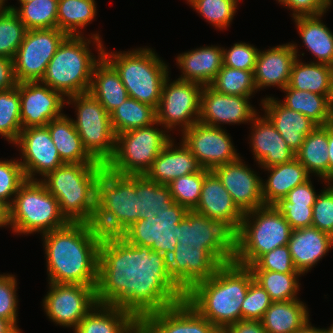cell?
Wrapping results in <instances>:
<instances>
[{
	"mask_svg": "<svg viewBox=\"0 0 333 333\" xmlns=\"http://www.w3.org/2000/svg\"><path fill=\"white\" fill-rule=\"evenodd\" d=\"M188 211L175 203L162 213L139 219L127 229L125 242L111 256L121 285L139 288L175 252L178 224Z\"/></svg>",
	"mask_w": 333,
	"mask_h": 333,
	"instance_id": "6da1fadb",
	"label": "cell"
},
{
	"mask_svg": "<svg viewBox=\"0 0 333 333\" xmlns=\"http://www.w3.org/2000/svg\"><path fill=\"white\" fill-rule=\"evenodd\" d=\"M41 236L49 282L121 285L111 256L89 234L84 222H69Z\"/></svg>",
	"mask_w": 333,
	"mask_h": 333,
	"instance_id": "7a4b0ae2",
	"label": "cell"
},
{
	"mask_svg": "<svg viewBox=\"0 0 333 333\" xmlns=\"http://www.w3.org/2000/svg\"><path fill=\"white\" fill-rule=\"evenodd\" d=\"M254 279L247 266L222 264L208 279L194 284L182 297L221 332L242 320L241 305Z\"/></svg>",
	"mask_w": 333,
	"mask_h": 333,
	"instance_id": "3957f363",
	"label": "cell"
},
{
	"mask_svg": "<svg viewBox=\"0 0 333 333\" xmlns=\"http://www.w3.org/2000/svg\"><path fill=\"white\" fill-rule=\"evenodd\" d=\"M91 35L89 39L83 35H68L48 63L40 82L60 92L66 98L88 93L94 66L103 57L104 49L99 33ZM90 40H93L97 46L99 54L97 59L90 51Z\"/></svg>",
	"mask_w": 333,
	"mask_h": 333,
	"instance_id": "277c9868",
	"label": "cell"
},
{
	"mask_svg": "<svg viewBox=\"0 0 333 333\" xmlns=\"http://www.w3.org/2000/svg\"><path fill=\"white\" fill-rule=\"evenodd\" d=\"M221 265L205 247L176 246L175 252L139 288L150 297H182Z\"/></svg>",
	"mask_w": 333,
	"mask_h": 333,
	"instance_id": "5b68a950",
	"label": "cell"
},
{
	"mask_svg": "<svg viewBox=\"0 0 333 333\" xmlns=\"http://www.w3.org/2000/svg\"><path fill=\"white\" fill-rule=\"evenodd\" d=\"M101 163H64L39 179L57 199L69 222H85L96 201V182L103 171Z\"/></svg>",
	"mask_w": 333,
	"mask_h": 333,
	"instance_id": "8992f818",
	"label": "cell"
},
{
	"mask_svg": "<svg viewBox=\"0 0 333 333\" xmlns=\"http://www.w3.org/2000/svg\"><path fill=\"white\" fill-rule=\"evenodd\" d=\"M103 57L119 73L130 98L158 108L169 68L154 50L145 47L109 53L104 47Z\"/></svg>",
	"mask_w": 333,
	"mask_h": 333,
	"instance_id": "52a82bcc",
	"label": "cell"
},
{
	"mask_svg": "<svg viewBox=\"0 0 333 333\" xmlns=\"http://www.w3.org/2000/svg\"><path fill=\"white\" fill-rule=\"evenodd\" d=\"M292 230L273 205L244 213L238 232V251L233 261L249 267L262 255L288 245Z\"/></svg>",
	"mask_w": 333,
	"mask_h": 333,
	"instance_id": "ba28073f",
	"label": "cell"
},
{
	"mask_svg": "<svg viewBox=\"0 0 333 333\" xmlns=\"http://www.w3.org/2000/svg\"><path fill=\"white\" fill-rule=\"evenodd\" d=\"M9 209L10 228L19 235L44 234L69 223L61 213L57 199L40 180H26Z\"/></svg>",
	"mask_w": 333,
	"mask_h": 333,
	"instance_id": "9c48e42d",
	"label": "cell"
},
{
	"mask_svg": "<svg viewBox=\"0 0 333 333\" xmlns=\"http://www.w3.org/2000/svg\"><path fill=\"white\" fill-rule=\"evenodd\" d=\"M139 333H222L183 297L143 295Z\"/></svg>",
	"mask_w": 333,
	"mask_h": 333,
	"instance_id": "30bf717a",
	"label": "cell"
},
{
	"mask_svg": "<svg viewBox=\"0 0 333 333\" xmlns=\"http://www.w3.org/2000/svg\"><path fill=\"white\" fill-rule=\"evenodd\" d=\"M142 297L140 288L120 285L84 316L74 333H139Z\"/></svg>",
	"mask_w": 333,
	"mask_h": 333,
	"instance_id": "8fae6325",
	"label": "cell"
},
{
	"mask_svg": "<svg viewBox=\"0 0 333 333\" xmlns=\"http://www.w3.org/2000/svg\"><path fill=\"white\" fill-rule=\"evenodd\" d=\"M156 125V127H155ZM158 122L116 135L115 150L105 165L121 175H145L153 161L172 140Z\"/></svg>",
	"mask_w": 333,
	"mask_h": 333,
	"instance_id": "7c38bea8",
	"label": "cell"
},
{
	"mask_svg": "<svg viewBox=\"0 0 333 333\" xmlns=\"http://www.w3.org/2000/svg\"><path fill=\"white\" fill-rule=\"evenodd\" d=\"M239 229L231 222L189 210L178 224L177 246L205 247L221 264L233 262Z\"/></svg>",
	"mask_w": 333,
	"mask_h": 333,
	"instance_id": "4fadbf2b",
	"label": "cell"
},
{
	"mask_svg": "<svg viewBox=\"0 0 333 333\" xmlns=\"http://www.w3.org/2000/svg\"><path fill=\"white\" fill-rule=\"evenodd\" d=\"M68 105L76 106V120L72 119L84 149L97 162L106 165L115 150L116 135L110 114L89 92L66 98Z\"/></svg>",
	"mask_w": 333,
	"mask_h": 333,
	"instance_id": "5bb4252c",
	"label": "cell"
},
{
	"mask_svg": "<svg viewBox=\"0 0 333 333\" xmlns=\"http://www.w3.org/2000/svg\"><path fill=\"white\" fill-rule=\"evenodd\" d=\"M43 299L44 311L57 325L74 330L84 316L104 297L120 285H81L48 282Z\"/></svg>",
	"mask_w": 333,
	"mask_h": 333,
	"instance_id": "9a60e30c",
	"label": "cell"
},
{
	"mask_svg": "<svg viewBox=\"0 0 333 333\" xmlns=\"http://www.w3.org/2000/svg\"><path fill=\"white\" fill-rule=\"evenodd\" d=\"M169 75L162 85L157 112V122L172 131L177 126L181 133L199 121L203 85L176 79L169 82Z\"/></svg>",
	"mask_w": 333,
	"mask_h": 333,
	"instance_id": "2e32d148",
	"label": "cell"
},
{
	"mask_svg": "<svg viewBox=\"0 0 333 333\" xmlns=\"http://www.w3.org/2000/svg\"><path fill=\"white\" fill-rule=\"evenodd\" d=\"M67 36L58 28L27 30L13 59L17 82L41 81L48 63Z\"/></svg>",
	"mask_w": 333,
	"mask_h": 333,
	"instance_id": "e0dca14e",
	"label": "cell"
},
{
	"mask_svg": "<svg viewBox=\"0 0 333 333\" xmlns=\"http://www.w3.org/2000/svg\"><path fill=\"white\" fill-rule=\"evenodd\" d=\"M181 139L199 164L207 170L234 162L240 157L231 137L222 127L197 122L182 132Z\"/></svg>",
	"mask_w": 333,
	"mask_h": 333,
	"instance_id": "ac0fdd59",
	"label": "cell"
},
{
	"mask_svg": "<svg viewBox=\"0 0 333 333\" xmlns=\"http://www.w3.org/2000/svg\"><path fill=\"white\" fill-rule=\"evenodd\" d=\"M15 145L21 151L19 162L27 180H39L37 177L35 178L36 174L44 178L48 173L64 164L47 126L22 129Z\"/></svg>",
	"mask_w": 333,
	"mask_h": 333,
	"instance_id": "d6986e66",
	"label": "cell"
},
{
	"mask_svg": "<svg viewBox=\"0 0 333 333\" xmlns=\"http://www.w3.org/2000/svg\"><path fill=\"white\" fill-rule=\"evenodd\" d=\"M96 201L112 210L127 229L139 220L135 175L117 174L104 166L96 182Z\"/></svg>",
	"mask_w": 333,
	"mask_h": 333,
	"instance_id": "ffe728a7",
	"label": "cell"
},
{
	"mask_svg": "<svg viewBox=\"0 0 333 333\" xmlns=\"http://www.w3.org/2000/svg\"><path fill=\"white\" fill-rule=\"evenodd\" d=\"M20 94V118L22 129L46 126L62 116L66 98L40 81L17 83Z\"/></svg>",
	"mask_w": 333,
	"mask_h": 333,
	"instance_id": "44dd1931",
	"label": "cell"
},
{
	"mask_svg": "<svg viewBox=\"0 0 333 333\" xmlns=\"http://www.w3.org/2000/svg\"><path fill=\"white\" fill-rule=\"evenodd\" d=\"M250 99L251 97L222 94L210 86H204L201 92L198 122L212 127H221L222 124L251 123L258 113L250 104Z\"/></svg>",
	"mask_w": 333,
	"mask_h": 333,
	"instance_id": "7402d4cb",
	"label": "cell"
},
{
	"mask_svg": "<svg viewBox=\"0 0 333 333\" xmlns=\"http://www.w3.org/2000/svg\"><path fill=\"white\" fill-rule=\"evenodd\" d=\"M231 195L234 204L244 214L264 206L262 178L243 163L241 157L212 170Z\"/></svg>",
	"mask_w": 333,
	"mask_h": 333,
	"instance_id": "603a6c76",
	"label": "cell"
},
{
	"mask_svg": "<svg viewBox=\"0 0 333 333\" xmlns=\"http://www.w3.org/2000/svg\"><path fill=\"white\" fill-rule=\"evenodd\" d=\"M297 53L295 43L259 50L253 71L257 91L271 86L283 90L289 84L293 63L300 56Z\"/></svg>",
	"mask_w": 333,
	"mask_h": 333,
	"instance_id": "cb8c5ba5",
	"label": "cell"
},
{
	"mask_svg": "<svg viewBox=\"0 0 333 333\" xmlns=\"http://www.w3.org/2000/svg\"><path fill=\"white\" fill-rule=\"evenodd\" d=\"M251 123L250 147L259 167L268 168L295 158V153L266 116L260 117L258 113Z\"/></svg>",
	"mask_w": 333,
	"mask_h": 333,
	"instance_id": "d4e9b609",
	"label": "cell"
},
{
	"mask_svg": "<svg viewBox=\"0 0 333 333\" xmlns=\"http://www.w3.org/2000/svg\"><path fill=\"white\" fill-rule=\"evenodd\" d=\"M278 98L266 97L261 100L264 115L283 137L289 148L296 154L305 137L318 125L305 115L284 106Z\"/></svg>",
	"mask_w": 333,
	"mask_h": 333,
	"instance_id": "484cf974",
	"label": "cell"
},
{
	"mask_svg": "<svg viewBox=\"0 0 333 333\" xmlns=\"http://www.w3.org/2000/svg\"><path fill=\"white\" fill-rule=\"evenodd\" d=\"M202 168L182 141L176 146L172 139L156 157L145 175L156 183L168 185L176 178L197 173Z\"/></svg>",
	"mask_w": 333,
	"mask_h": 333,
	"instance_id": "4316f807",
	"label": "cell"
},
{
	"mask_svg": "<svg viewBox=\"0 0 333 333\" xmlns=\"http://www.w3.org/2000/svg\"><path fill=\"white\" fill-rule=\"evenodd\" d=\"M193 210L211 219L231 221L238 229L244 215L212 170L204 177L200 199Z\"/></svg>",
	"mask_w": 333,
	"mask_h": 333,
	"instance_id": "83f0119b",
	"label": "cell"
},
{
	"mask_svg": "<svg viewBox=\"0 0 333 333\" xmlns=\"http://www.w3.org/2000/svg\"><path fill=\"white\" fill-rule=\"evenodd\" d=\"M288 247L301 275L309 272L332 249L330 235L312 226L293 229Z\"/></svg>",
	"mask_w": 333,
	"mask_h": 333,
	"instance_id": "f1b7e54d",
	"label": "cell"
},
{
	"mask_svg": "<svg viewBox=\"0 0 333 333\" xmlns=\"http://www.w3.org/2000/svg\"><path fill=\"white\" fill-rule=\"evenodd\" d=\"M176 58L182 72L178 79L209 86L223 66V47L204 46L179 54Z\"/></svg>",
	"mask_w": 333,
	"mask_h": 333,
	"instance_id": "f546056e",
	"label": "cell"
},
{
	"mask_svg": "<svg viewBox=\"0 0 333 333\" xmlns=\"http://www.w3.org/2000/svg\"><path fill=\"white\" fill-rule=\"evenodd\" d=\"M93 239L112 256L125 242L127 228L115 213L95 201L84 222Z\"/></svg>",
	"mask_w": 333,
	"mask_h": 333,
	"instance_id": "4dcf8cb0",
	"label": "cell"
},
{
	"mask_svg": "<svg viewBox=\"0 0 333 333\" xmlns=\"http://www.w3.org/2000/svg\"><path fill=\"white\" fill-rule=\"evenodd\" d=\"M269 172L268 179L261 182L264 205H274L285 198L294 187L310 179L306 168L294 158L288 163L263 168Z\"/></svg>",
	"mask_w": 333,
	"mask_h": 333,
	"instance_id": "1f68e13d",
	"label": "cell"
},
{
	"mask_svg": "<svg viewBox=\"0 0 333 333\" xmlns=\"http://www.w3.org/2000/svg\"><path fill=\"white\" fill-rule=\"evenodd\" d=\"M89 93L109 114L129 97L119 73L104 57L94 66Z\"/></svg>",
	"mask_w": 333,
	"mask_h": 333,
	"instance_id": "d6a6232c",
	"label": "cell"
},
{
	"mask_svg": "<svg viewBox=\"0 0 333 333\" xmlns=\"http://www.w3.org/2000/svg\"><path fill=\"white\" fill-rule=\"evenodd\" d=\"M319 15L298 16L293 20L305 47L321 64L333 66V32L321 22Z\"/></svg>",
	"mask_w": 333,
	"mask_h": 333,
	"instance_id": "836d02e7",
	"label": "cell"
},
{
	"mask_svg": "<svg viewBox=\"0 0 333 333\" xmlns=\"http://www.w3.org/2000/svg\"><path fill=\"white\" fill-rule=\"evenodd\" d=\"M46 126L63 163H99L84 149L72 118L63 114Z\"/></svg>",
	"mask_w": 333,
	"mask_h": 333,
	"instance_id": "e575fe53",
	"label": "cell"
},
{
	"mask_svg": "<svg viewBox=\"0 0 333 333\" xmlns=\"http://www.w3.org/2000/svg\"><path fill=\"white\" fill-rule=\"evenodd\" d=\"M308 312L300 299L272 302L261 323L267 333H295L310 321Z\"/></svg>",
	"mask_w": 333,
	"mask_h": 333,
	"instance_id": "d590c367",
	"label": "cell"
},
{
	"mask_svg": "<svg viewBox=\"0 0 333 333\" xmlns=\"http://www.w3.org/2000/svg\"><path fill=\"white\" fill-rule=\"evenodd\" d=\"M328 124L318 125L304 139L301 148L295 154V158L306 168L328 183Z\"/></svg>",
	"mask_w": 333,
	"mask_h": 333,
	"instance_id": "8d00e7d4",
	"label": "cell"
},
{
	"mask_svg": "<svg viewBox=\"0 0 333 333\" xmlns=\"http://www.w3.org/2000/svg\"><path fill=\"white\" fill-rule=\"evenodd\" d=\"M333 81V66L315 61L303 63L298 58L292 66L289 86L330 97Z\"/></svg>",
	"mask_w": 333,
	"mask_h": 333,
	"instance_id": "74e56055",
	"label": "cell"
},
{
	"mask_svg": "<svg viewBox=\"0 0 333 333\" xmlns=\"http://www.w3.org/2000/svg\"><path fill=\"white\" fill-rule=\"evenodd\" d=\"M283 91L286 93L281 103L310 118L317 125L333 123V117L329 110V97L309 91L296 90L287 85Z\"/></svg>",
	"mask_w": 333,
	"mask_h": 333,
	"instance_id": "f35d334b",
	"label": "cell"
},
{
	"mask_svg": "<svg viewBox=\"0 0 333 333\" xmlns=\"http://www.w3.org/2000/svg\"><path fill=\"white\" fill-rule=\"evenodd\" d=\"M135 193L138 197L139 219L162 213L176 203L168 185L156 183L146 175H135Z\"/></svg>",
	"mask_w": 333,
	"mask_h": 333,
	"instance_id": "ab89813d",
	"label": "cell"
},
{
	"mask_svg": "<svg viewBox=\"0 0 333 333\" xmlns=\"http://www.w3.org/2000/svg\"><path fill=\"white\" fill-rule=\"evenodd\" d=\"M115 135L157 122L156 108L128 97L110 113Z\"/></svg>",
	"mask_w": 333,
	"mask_h": 333,
	"instance_id": "60d3db41",
	"label": "cell"
},
{
	"mask_svg": "<svg viewBox=\"0 0 333 333\" xmlns=\"http://www.w3.org/2000/svg\"><path fill=\"white\" fill-rule=\"evenodd\" d=\"M95 0H58L57 28L67 35H83L85 28L97 15Z\"/></svg>",
	"mask_w": 333,
	"mask_h": 333,
	"instance_id": "b9f144b4",
	"label": "cell"
},
{
	"mask_svg": "<svg viewBox=\"0 0 333 333\" xmlns=\"http://www.w3.org/2000/svg\"><path fill=\"white\" fill-rule=\"evenodd\" d=\"M254 280L269 294L273 302L297 300L300 273H279L268 270H252Z\"/></svg>",
	"mask_w": 333,
	"mask_h": 333,
	"instance_id": "7bdbcfd3",
	"label": "cell"
},
{
	"mask_svg": "<svg viewBox=\"0 0 333 333\" xmlns=\"http://www.w3.org/2000/svg\"><path fill=\"white\" fill-rule=\"evenodd\" d=\"M13 10L28 30L57 28L58 0H33L7 6Z\"/></svg>",
	"mask_w": 333,
	"mask_h": 333,
	"instance_id": "ee69618b",
	"label": "cell"
},
{
	"mask_svg": "<svg viewBox=\"0 0 333 333\" xmlns=\"http://www.w3.org/2000/svg\"><path fill=\"white\" fill-rule=\"evenodd\" d=\"M209 86L222 94L243 97H251L257 92L253 71L235 69L224 65Z\"/></svg>",
	"mask_w": 333,
	"mask_h": 333,
	"instance_id": "f6af8a7d",
	"label": "cell"
},
{
	"mask_svg": "<svg viewBox=\"0 0 333 333\" xmlns=\"http://www.w3.org/2000/svg\"><path fill=\"white\" fill-rule=\"evenodd\" d=\"M21 130L19 89L0 91V135L15 144Z\"/></svg>",
	"mask_w": 333,
	"mask_h": 333,
	"instance_id": "bcb514c9",
	"label": "cell"
},
{
	"mask_svg": "<svg viewBox=\"0 0 333 333\" xmlns=\"http://www.w3.org/2000/svg\"><path fill=\"white\" fill-rule=\"evenodd\" d=\"M18 15L8 7L0 11V57L14 59L27 32Z\"/></svg>",
	"mask_w": 333,
	"mask_h": 333,
	"instance_id": "7dc6e473",
	"label": "cell"
},
{
	"mask_svg": "<svg viewBox=\"0 0 333 333\" xmlns=\"http://www.w3.org/2000/svg\"><path fill=\"white\" fill-rule=\"evenodd\" d=\"M239 0H187L215 28L225 30L233 20Z\"/></svg>",
	"mask_w": 333,
	"mask_h": 333,
	"instance_id": "c3c4849f",
	"label": "cell"
},
{
	"mask_svg": "<svg viewBox=\"0 0 333 333\" xmlns=\"http://www.w3.org/2000/svg\"><path fill=\"white\" fill-rule=\"evenodd\" d=\"M209 171L202 168L197 173L178 177L169 183L168 186L174 201L188 210H193L199 202L204 177Z\"/></svg>",
	"mask_w": 333,
	"mask_h": 333,
	"instance_id": "681fc988",
	"label": "cell"
},
{
	"mask_svg": "<svg viewBox=\"0 0 333 333\" xmlns=\"http://www.w3.org/2000/svg\"><path fill=\"white\" fill-rule=\"evenodd\" d=\"M26 180L18 159L0 160V200L10 206L17 191Z\"/></svg>",
	"mask_w": 333,
	"mask_h": 333,
	"instance_id": "f907efd6",
	"label": "cell"
},
{
	"mask_svg": "<svg viewBox=\"0 0 333 333\" xmlns=\"http://www.w3.org/2000/svg\"><path fill=\"white\" fill-rule=\"evenodd\" d=\"M272 302L265 289L253 279L241 305L242 320L261 321Z\"/></svg>",
	"mask_w": 333,
	"mask_h": 333,
	"instance_id": "816d5d0a",
	"label": "cell"
},
{
	"mask_svg": "<svg viewBox=\"0 0 333 333\" xmlns=\"http://www.w3.org/2000/svg\"><path fill=\"white\" fill-rule=\"evenodd\" d=\"M312 227L322 232H333V183H327V188L317 195L312 206Z\"/></svg>",
	"mask_w": 333,
	"mask_h": 333,
	"instance_id": "f5cc1de1",
	"label": "cell"
},
{
	"mask_svg": "<svg viewBox=\"0 0 333 333\" xmlns=\"http://www.w3.org/2000/svg\"><path fill=\"white\" fill-rule=\"evenodd\" d=\"M259 49L249 43L237 42L227 50L223 48V65L245 71H254Z\"/></svg>",
	"mask_w": 333,
	"mask_h": 333,
	"instance_id": "db71d44e",
	"label": "cell"
},
{
	"mask_svg": "<svg viewBox=\"0 0 333 333\" xmlns=\"http://www.w3.org/2000/svg\"><path fill=\"white\" fill-rule=\"evenodd\" d=\"M249 268L251 270H268L279 273H299L293 264L288 245L277 247L262 255Z\"/></svg>",
	"mask_w": 333,
	"mask_h": 333,
	"instance_id": "11a10c76",
	"label": "cell"
},
{
	"mask_svg": "<svg viewBox=\"0 0 333 333\" xmlns=\"http://www.w3.org/2000/svg\"><path fill=\"white\" fill-rule=\"evenodd\" d=\"M15 275L0 274V317L10 320L17 328L18 296Z\"/></svg>",
	"mask_w": 333,
	"mask_h": 333,
	"instance_id": "9f6ffc18",
	"label": "cell"
},
{
	"mask_svg": "<svg viewBox=\"0 0 333 333\" xmlns=\"http://www.w3.org/2000/svg\"><path fill=\"white\" fill-rule=\"evenodd\" d=\"M286 219L292 229L311 227L313 205H293L286 198L273 205Z\"/></svg>",
	"mask_w": 333,
	"mask_h": 333,
	"instance_id": "6f0895ef",
	"label": "cell"
},
{
	"mask_svg": "<svg viewBox=\"0 0 333 333\" xmlns=\"http://www.w3.org/2000/svg\"><path fill=\"white\" fill-rule=\"evenodd\" d=\"M281 5L293 11L292 17L319 15L326 13L333 0H277Z\"/></svg>",
	"mask_w": 333,
	"mask_h": 333,
	"instance_id": "680465c9",
	"label": "cell"
},
{
	"mask_svg": "<svg viewBox=\"0 0 333 333\" xmlns=\"http://www.w3.org/2000/svg\"><path fill=\"white\" fill-rule=\"evenodd\" d=\"M317 195L310 178L294 187L285 198L293 205H314Z\"/></svg>",
	"mask_w": 333,
	"mask_h": 333,
	"instance_id": "91938a15",
	"label": "cell"
},
{
	"mask_svg": "<svg viewBox=\"0 0 333 333\" xmlns=\"http://www.w3.org/2000/svg\"><path fill=\"white\" fill-rule=\"evenodd\" d=\"M14 74V60L0 57V91L12 89L17 86Z\"/></svg>",
	"mask_w": 333,
	"mask_h": 333,
	"instance_id": "94428289",
	"label": "cell"
},
{
	"mask_svg": "<svg viewBox=\"0 0 333 333\" xmlns=\"http://www.w3.org/2000/svg\"><path fill=\"white\" fill-rule=\"evenodd\" d=\"M222 333H267L261 321L239 320L228 326Z\"/></svg>",
	"mask_w": 333,
	"mask_h": 333,
	"instance_id": "6125c7cd",
	"label": "cell"
},
{
	"mask_svg": "<svg viewBox=\"0 0 333 333\" xmlns=\"http://www.w3.org/2000/svg\"><path fill=\"white\" fill-rule=\"evenodd\" d=\"M328 183H333V123L328 124Z\"/></svg>",
	"mask_w": 333,
	"mask_h": 333,
	"instance_id": "be15d7a7",
	"label": "cell"
},
{
	"mask_svg": "<svg viewBox=\"0 0 333 333\" xmlns=\"http://www.w3.org/2000/svg\"><path fill=\"white\" fill-rule=\"evenodd\" d=\"M10 225V209L9 205L0 200V227H11Z\"/></svg>",
	"mask_w": 333,
	"mask_h": 333,
	"instance_id": "e7e4bbea",
	"label": "cell"
},
{
	"mask_svg": "<svg viewBox=\"0 0 333 333\" xmlns=\"http://www.w3.org/2000/svg\"><path fill=\"white\" fill-rule=\"evenodd\" d=\"M20 330L10 320L0 317V333H21Z\"/></svg>",
	"mask_w": 333,
	"mask_h": 333,
	"instance_id": "03108f58",
	"label": "cell"
},
{
	"mask_svg": "<svg viewBox=\"0 0 333 333\" xmlns=\"http://www.w3.org/2000/svg\"><path fill=\"white\" fill-rule=\"evenodd\" d=\"M295 333H325L323 328H316L312 326L311 322L308 321L302 328L297 330Z\"/></svg>",
	"mask_w": 333,
	"mask_h": 333,
	"instance_id": "003e7915",
	"label": "cell"
},
{
	"mask_svg": "<svg viewBox=\"0 0 333 333\" xmlns=\"http://www.w3.org/2000/svg\"><path fill=\"white\" fill-rule=\"evenodd\" d=\"M329 110L333 117V81H332L331 95L329 97Z\"/></svg>",
	"mask_w": 333,
	"mask_h": 333,
	"instance_id": "a7ac6f4b",
	"label": "cell"
},
{
	"mask_svg": "<svg viewBox=\"0 0 333 333\" xmlns=\"http://www.w3.org/2000/svg\"><path fill=\"white\" fill-rule=\"evenodd\" d=\"M7 0H0V11L7 8V4H5Z\"/></svg>",
	"mask_w": 333,
	"mask_h": 333,
	"instance_id": "89a4df30",
	"label": "cell"
},
{
	"mask_svg": "<svg viewBox=\"0 0 333 333\" xmlns=\"http://www.w3.org/2000/svg\"><path fill=\"white\" fill-rule=\"evenodd\" d=\"M324 330H325V333H333V324L327 329L324 328Z\"/></svg>",
	"mask_w": 333,
	"mask_h": 333,
	"instance_id": "2644e50d",
	"label": "cell"
},
{
	"mask_svg": "<svg viewBox=\"0 0 333 333\" xmlns=\"http://www.w3.org/2000/svg\"><path fill=\"white\" fill-rule=\"evenodd\" d=\"M20 2V4H23V3H28V2H31L33 0H18Z\"/></svg>",
	"mask_w": 333,
	"mask_h": 333,
	"instance_id": "8c879c8a",
	"label": "cell"
},
{
	"mask_svg": "<svg viewBox=\"0 0 333 333\" xmlns=\"http://www.w3.org/2000/svg\"><path fill=\"white\" fill-rule=\"evenodd\" d=\"M331 247H333V232L330 234Z\"/></svg>",
	"mask_w": 333,
	"mask_h": 333,
	"instance_id": "753ad0ef",
	"label": "cell"
}]
</instances>
